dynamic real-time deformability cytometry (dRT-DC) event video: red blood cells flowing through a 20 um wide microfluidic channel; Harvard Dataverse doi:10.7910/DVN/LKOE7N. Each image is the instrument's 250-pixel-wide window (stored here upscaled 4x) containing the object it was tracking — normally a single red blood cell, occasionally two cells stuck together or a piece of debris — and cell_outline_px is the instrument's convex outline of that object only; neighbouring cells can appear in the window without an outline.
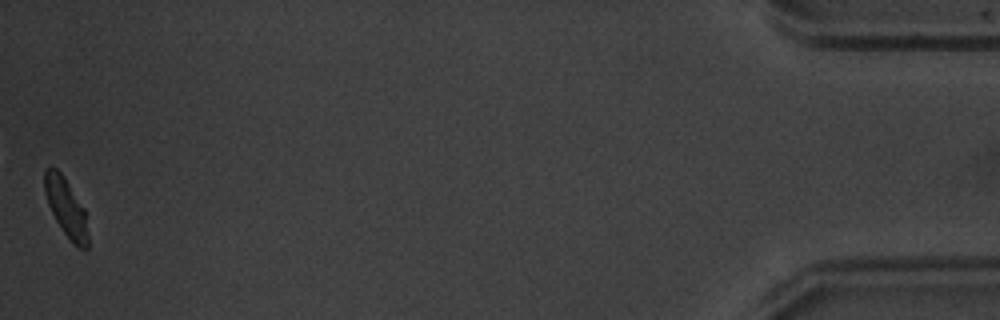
{"species": "common noctule bat (a hibernating species)", "species_latin": "Nyctalus noctula", "temperature_condition": "warm", "stored_images_in_passage": 53, "camera_frame_rate_fps": 3000, "um_per_image_px": 0.085, "animal": {"sex": "male", "body_mass_g": 20.1, "forearm_length_mm": 53.5}, "frame": {"image": 1, "passage_image": 53, "time_ms": 17.333, "image_size_px": [1000, 320], "cell_outline_px": [[88, 248], [80, 248], [72, 244], [56, 220], [48, 204], [44, 192], [44, 168], [56, 168], [64, 176], [84, 208], [88, 232]], "centroid_in_image_um": [5.61, 17.64], "position_along_channel_um": 429.6, "area_um2": 14.74}, "authors_computed_cell_mechanics": {"area_um2": 16.6464, "velocity_mm_per_s": 3.8295, "shape_relaxation_time_tau1_ms": 2.29, "shape_relaxation_time_tau2_ms": 4.6717, "deformation_change_tau1": 0.1178, "deformation_change_tau2": 0.0853}}